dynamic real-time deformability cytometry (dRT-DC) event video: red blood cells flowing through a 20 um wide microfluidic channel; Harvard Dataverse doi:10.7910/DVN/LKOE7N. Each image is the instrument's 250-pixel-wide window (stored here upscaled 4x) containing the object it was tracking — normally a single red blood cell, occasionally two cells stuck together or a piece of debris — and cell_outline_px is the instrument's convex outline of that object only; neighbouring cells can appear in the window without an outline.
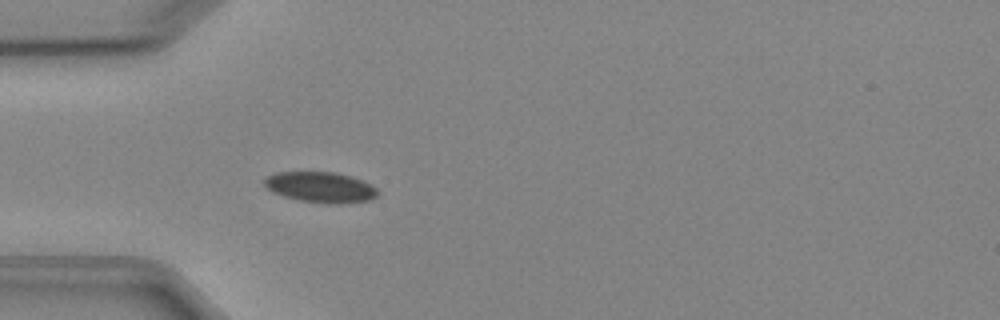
{"species": "Egyptian fruit bat (a non-hibernating species)", "species_latin": "Rousettus aegyptiacus", "temperature_condition": "cold", "stored_images_in_passage": 4, "camera_frame_rate_fps": 3000, "um_per_image_px": 0.085, "animal": {"sex": "female"}, "frame": {"image": 1, "passage_image": 4, "time_ms": 4.333, "image_size_px": [1000, 320], "cell_outline_px": [[376, 196], [368, 200], [336, 204], [328, 204], [300, 200], [284, 196], [272, 192], [264, 184], [264, 180], [268, 176], [276, 172], [336, 172], [352, 176], [364, 180], [372, 184], [376, 188]], "centroid_in_image_um": [27.26, 15.9], "position_along_channel_um": 57.7, "area_um2": 20.17}}